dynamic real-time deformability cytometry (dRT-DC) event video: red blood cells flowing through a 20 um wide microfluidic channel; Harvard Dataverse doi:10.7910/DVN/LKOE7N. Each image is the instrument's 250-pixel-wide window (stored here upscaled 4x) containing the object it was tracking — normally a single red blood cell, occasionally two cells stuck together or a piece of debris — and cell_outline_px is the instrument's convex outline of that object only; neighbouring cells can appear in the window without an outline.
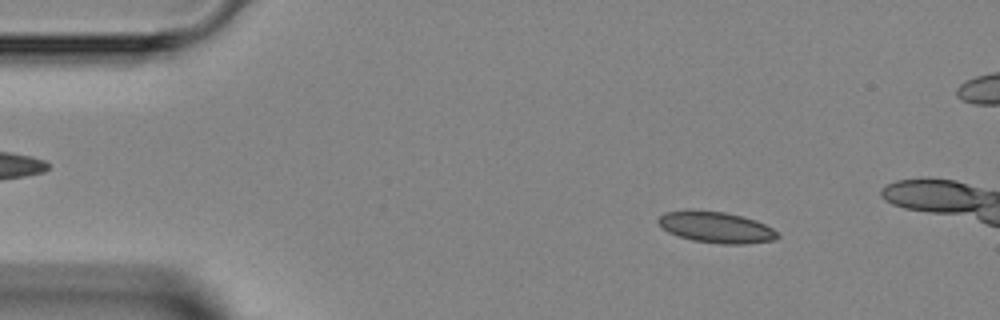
{"species": "Egyptian fruit bat (a non-hibernating species)", "species_latin": "Rousettus aegyptiacus", "temperature_condition": "room temperature", "stored_images_in_passage": 3, "camera_frame_rate_fps": 3000, "um_per_image_px": 0.085, "animal": {"sex": "female"}, "frame": {"image": 1, "passage_image": 1, "time_ms": 0.0, "image_size_px": [1000, 320], "cell_outline_px": [[780, 236], [776, 240], [744, 244], [720, 244], [692, 240], [668, 232], [656, 220], [664, 212], [684, 208], [692, 208], [724, 212], [744, 216], [756, 220], [772, 228]], "centroid_in_image_um": [60.84, 19.29], "position_along_channel_um": 24.2, "area_um2": 22.08}}